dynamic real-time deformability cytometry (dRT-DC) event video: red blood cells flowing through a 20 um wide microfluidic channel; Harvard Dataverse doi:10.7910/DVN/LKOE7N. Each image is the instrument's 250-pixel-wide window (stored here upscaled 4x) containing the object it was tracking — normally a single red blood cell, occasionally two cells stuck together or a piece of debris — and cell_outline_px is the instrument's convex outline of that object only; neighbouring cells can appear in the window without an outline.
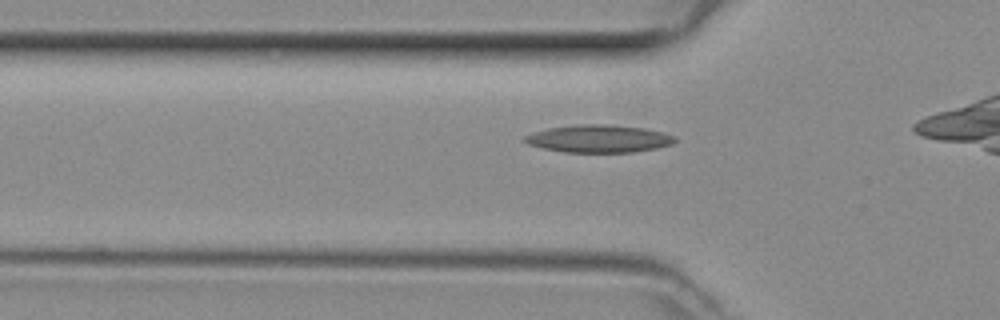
{"species": "common noctule bat (a hibernating species)", "species_latin": "Nyctalus noctula", "temperature_condition": "room temperature", "stored_images_in_passage": 20, "camera_frame_rate_fps": 3000, "um_per_image_px": 0.085, "animal": {"sex": "female", "body_mass_g": 29.2, "forearm_length_mm": 56.3}, "frame": {"image": 1, "passage_image": 9, "time_ms": 2.667, "image_size_px": [1000, 320], "cell_outline_px": [[676, 140], [672, 144], [656, 148], [632, 152], [564, 152], [544, 148], [528, 144], [524, 140], [524, 136], [548, 128], [580, 124], [608, 124], [644, 128], [664, 132], [676, 136]], "centroid_in_image_um": [50.94, 11.78], "position_along_channel_um": 74.9, "area_um2": 24.04}}
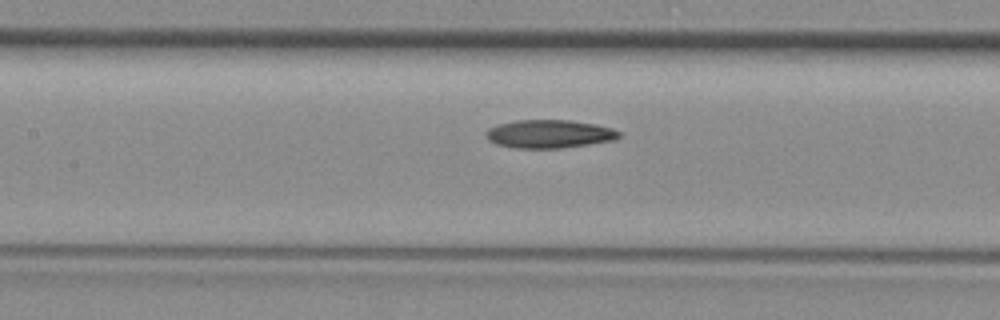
{"frame": {"image": 2, "passage_image": 15, "time_ms": 4.667, "image_size_px": [1000, 320], "cell_outline_px": [[620, 136], [616, 140], [560, 148], [516, 148], [496, 144], [488, 140], [484, 132], [488, 128], [500, 124], [516, 120], [568, 120], [596, 124], [612, 128], [620, 132]], "centroid_in_image_um": [46.68, 11.38], "position_along_channel_um": 160.7, "area_um2": 21.91}}
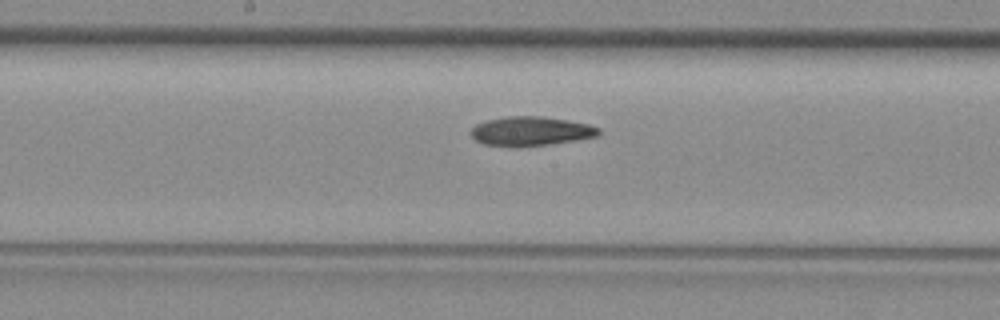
{"frame": {"image": 3, "passage_image": 18, "time_ms": 5.667, "image_size_px": [1000, 320], "cell_outline_px": [[600, 132], [596, 136], [548, 144], [516, 148], [484, 144], [476, 140], [472, 136], [472, 128], [476, 124], [488, 120], [508, 116], [540, 116], [568, 120], [588, 124], [600, 128]], "centroid_in_image_um": [45.09, 11.16], "position_along_channel_um": 203.1, "area_um2": 21.62}}